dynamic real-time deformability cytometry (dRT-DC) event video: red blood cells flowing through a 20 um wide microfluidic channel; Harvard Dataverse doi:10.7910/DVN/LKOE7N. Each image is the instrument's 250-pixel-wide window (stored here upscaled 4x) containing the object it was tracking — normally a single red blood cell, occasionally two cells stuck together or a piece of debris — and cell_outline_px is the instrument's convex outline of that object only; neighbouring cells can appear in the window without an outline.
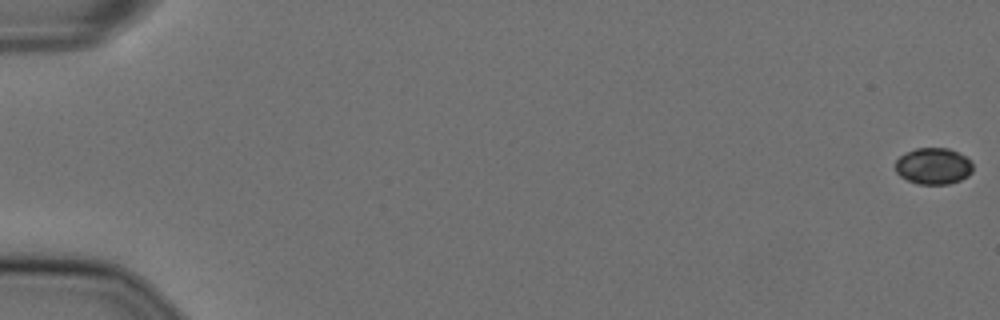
{"species": "Egyptian fruit bat (a non-hibernating species)", "species_latin": "Rousettus aegyptiacus", "temperature_condition": "cold", "stored_images_in_passage": 13, "camera_frame_rate_fps": 3000, "um_per_image_px": 0.085, "animal": {"sex": "female"}, "frame": {"image": 1, "passage_image": 1, "time_ms": 0.0, "image_size_px": [1000, 320], "cell_outline_px": [[972, 172], [968, 176], [960, 180], [948, 184], [916, 184], [900, 176], [896, 172], [896, 160], [900, 156], [916, 148], [948, 148], [964, 156], [972, 164]], "centroid_in_image_um": [79.32, 14.13], "position_along_channel_um": 5.7, "area_um2": 16.3}}